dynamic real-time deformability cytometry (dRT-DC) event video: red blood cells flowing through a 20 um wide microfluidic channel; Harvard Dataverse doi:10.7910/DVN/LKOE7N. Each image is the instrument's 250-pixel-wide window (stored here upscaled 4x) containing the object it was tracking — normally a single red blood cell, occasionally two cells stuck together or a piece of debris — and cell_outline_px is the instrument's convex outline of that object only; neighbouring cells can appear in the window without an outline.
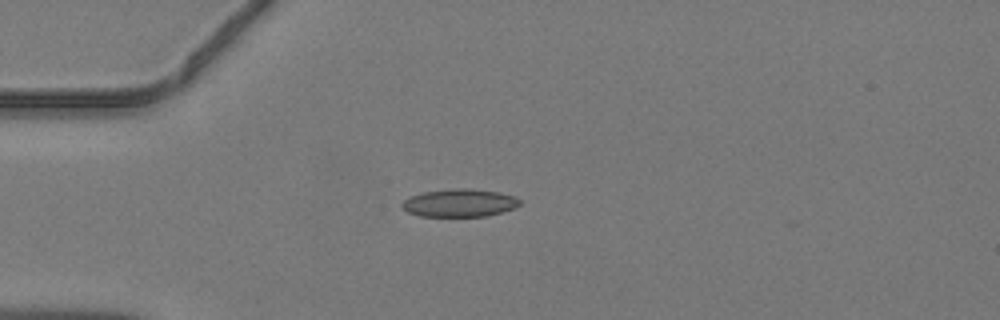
{"species": "common noctule bat (a hibernating species)", "species_latin": "Nyctalus noctula", "temperature_condition": "warm", "stored_images_in_passage": 35, "camera_frame_rate_fps": 3000, "um_per_image_px": 0.085, "animal": {"sex": "male", "body_mass_g": 19.2, "forearm_length_mm": 51.8}, "frame": {"image": 1, "passage_image": 1, "time_ms": 0.0, "image_size_px": [1000, 320], "cell_outline_px": [[520, 204], [512, 208], [500, 212], [484, 216], [420, 216], [408, 212], [400, 204], [404, 200], [412, 196], [424, 192], [452, 188], [468, 188], [496, 192], [512, 196], [520, 200]], "centroid_in_image_um": [39.02, 17.24], "position_along_channel_um": 46.0, "area_um2": 18.73}}
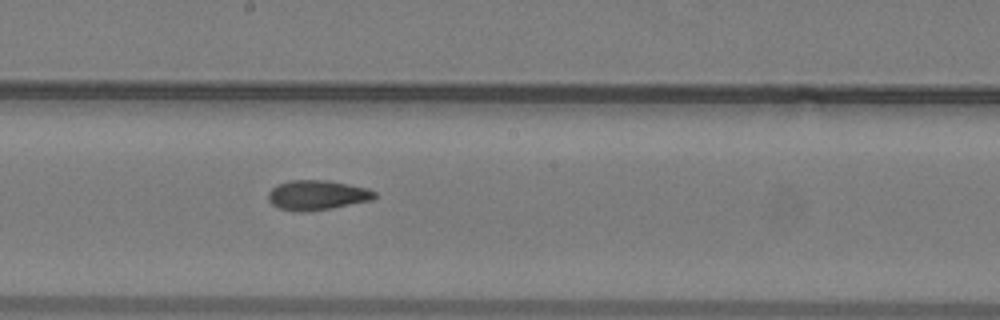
{"frame": {"image": 2, "passage_image": 14, "time_ms": 4.333, "image_size_px": [1000, 320], "cell_outline_px": [[376, 196], [372, 200], [328, 208], [300, 212], [280, 208], [272, 204], [268, 200], [268, 192], [272, 188], [288, 180], [328, 180], [364, 188], [376, 192]], "centroid_in_image_um": [26.92, 16.57], "position_along_channel_um": 221.3, "area_um2": 18.03}}
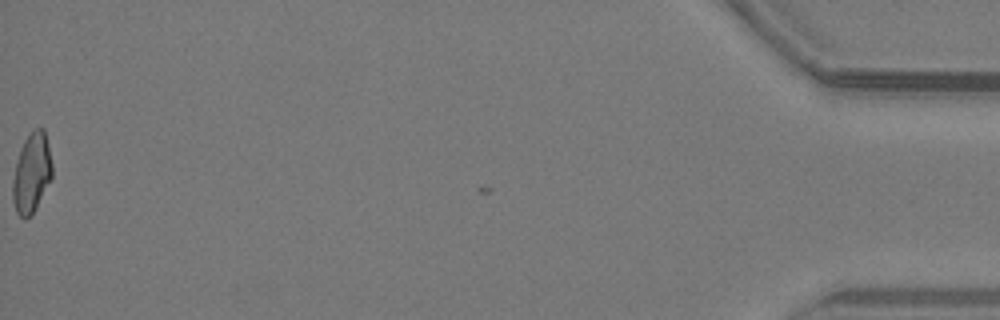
{"frame": {"image": 3, "passage_image": 35, "time_ms": 11.333, "image_size_px": [1000, 320], "cell_outline_px": [[52, 176], [36, 208], [28, 216], [20, 216], [16, 212], [12, 200], [12, 180], [20, 148], [24, 140], [32, 128], [44, 128], [48, 144], [52, 164]], "centroid_in_image_um": [2.68, 14.65], "position_along_channel_um": 432.5, "area_um2": 18.21}}